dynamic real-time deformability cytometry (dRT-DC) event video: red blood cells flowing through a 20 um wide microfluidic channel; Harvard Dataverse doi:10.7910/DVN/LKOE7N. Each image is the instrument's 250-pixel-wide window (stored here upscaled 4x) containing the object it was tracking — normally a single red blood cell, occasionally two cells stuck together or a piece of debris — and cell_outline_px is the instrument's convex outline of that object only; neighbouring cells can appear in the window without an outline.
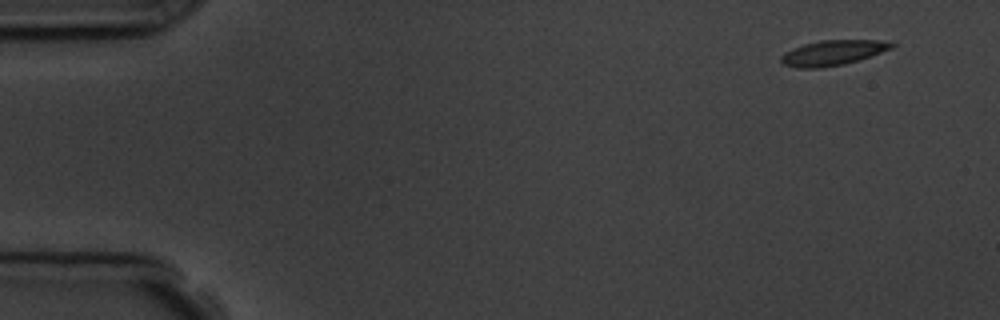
{"species": "common noctule bat (a hibernating species)", "species_latin": "Nyctalus noctula", "temperature_condition": "room temperature", "stored_images_in_passage": 6, "camera_frame_rate_fps": 3000, "um_per_image_px": 0.085, "animal": {"sex": "male", "body_mass_g": 19.5, "forearm_length_mm": 54.6}, "frame": {"image": 1, "passage_image": 1, "time_ms": 0.0, "image_size_px": [1000, 320], "cell_outline_px": [[896, 44], [892, 48], [844, 64], [820, 68], [796, 68], [784, 64], [780, 60], [780, 56], [792, 48], [804, 44], [820, 40], [880, 40]], "centroid_in_image_um": [70.73, 4.48], "position_along_channel_um": 14.3, "area_um2": 15.95}}
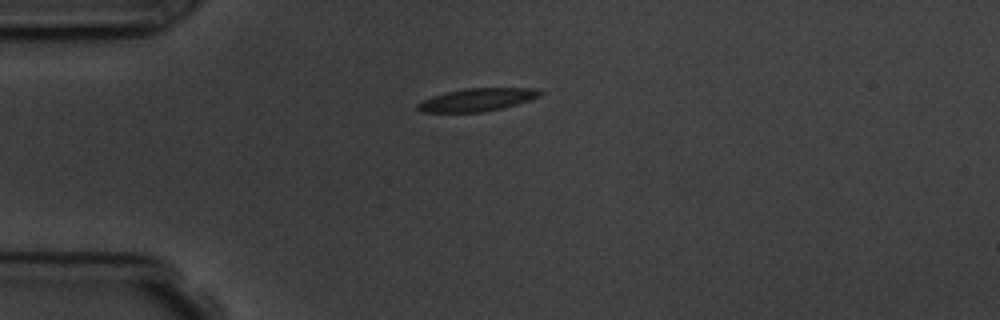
{"frame": {"image": 2, "passage_image": 4, "time_ms": 3.333, "image_size_px": [1000, 320], "cell_outline_px": [[544, 92], [540, 96], [516, 104], [500, 108], [480, 112], [424, 112], [416, 108], [416, 104], [420, 100], [444, 92], [464, 88], [536, 88]], "centroid_in_image_um": [40.51, 8.46], "position_along_channel_um": 44.5, "area_um2": 16.3}}